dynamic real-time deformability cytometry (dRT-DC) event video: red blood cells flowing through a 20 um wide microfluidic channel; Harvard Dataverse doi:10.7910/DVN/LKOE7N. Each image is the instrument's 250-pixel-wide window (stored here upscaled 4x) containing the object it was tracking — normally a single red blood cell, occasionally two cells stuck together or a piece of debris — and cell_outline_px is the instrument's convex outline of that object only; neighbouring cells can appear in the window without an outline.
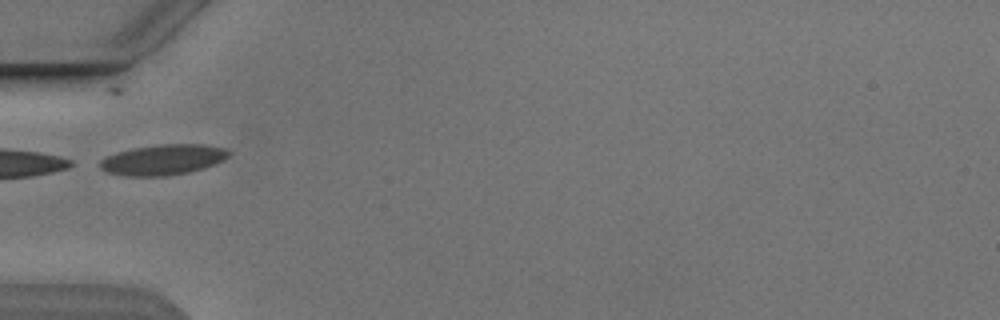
{"species": "Egyptian fruit bat (a non-hibernating species)", "species_latin": "Rousettus aegyptiacus", "temperature_condition": "cold", "stored_images_in_passage": 3, "camera_frame_rate_fps": 3000, "um_per_image_px": 0.085, "animal": {"sex": "male"}, "frame": {"image": 1, "passage_image": 1, "time_ms": 0.0, "image_size_px": [1000, 320], "cell_outline_px": [[232, 152], [224, 160], [216, 164], [204, 168], [188, 172], [164, 176], [124, 176], [108, 172], [92, 164], [104, 156], [116, 152], [132, 148], [160, 144], [208, 144], [224, 148]], "centroid_in_image_um": [13.8, 13.57], "position_along_channel_um": 71.2, "area_um2": 23.41}}